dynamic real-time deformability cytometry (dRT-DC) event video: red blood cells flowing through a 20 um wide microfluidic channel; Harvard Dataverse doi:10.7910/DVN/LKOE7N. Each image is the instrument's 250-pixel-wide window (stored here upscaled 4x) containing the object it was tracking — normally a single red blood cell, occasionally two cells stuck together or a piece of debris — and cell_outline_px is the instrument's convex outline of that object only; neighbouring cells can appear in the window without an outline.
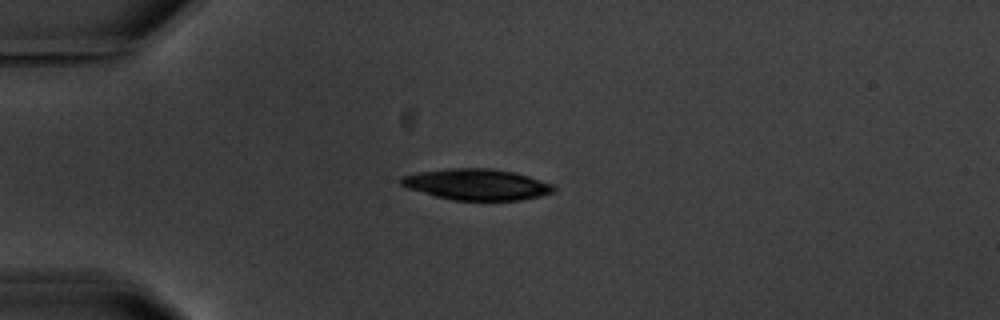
{"species": "common noctule bat (a hibernating species)", "species_latin": "Nyctalus noctula", "temperature_condition": "warm", "stored_images_in_passage": 8, "camera_frame_rate_fps": 3000, "um_per_image_px": 0.085, "animal": {"sex": "male", "body_mass_g": 20.1, "forearm_length_mm": 53.5}, "frame": {"image": 1, "passage_image": 2, "time_ms": 1.0, "image_size_px": [1000, 320], "cell_outline_px": [[556, 188], [552, 192], [540, 196], [520, 200], [452, 200], [436, 196], [408, 188], [400, 184], [396, 180], [400, 176], [416, 172], [448, 168], [492, 168], [516, 172], [552, 184]], "centroid_in_image_um": [40.47, 15.66], "position_along_channel_um": 44.5, "area_um2": 27.8}}